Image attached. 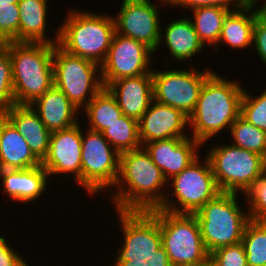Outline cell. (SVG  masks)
<instances>
[{
  "label": "cell",
  "mask_w": 266,
  "mask_h": 266,
  "mask_svg": "<svg viewBox=\"0 0 266 266\" xmlns=\"http://www.w3.org/2000/svg\"><path fill=\"white\" fill-rule=\"evenodd\" d=\"M67 13L58 27V45L72 55L101 66L115 33L113 16L75 8Z\"/></svg>",
  "instance_id": "5b68a950"
},
{
  "label": "cell",
  "mask_w": 266,
  "mask_h": 266,
  "mask_svg": "<svg viewBox=\"0 0 266 266\" xmlns=\"http://www.w3.org/2000/svg\"><path fill=\"white\" fill-rule=\"evenodd\" d=\"M152 55L154 52L145 44L114 33L107 57L101 65L104 87L117 79L152 73Z\"/></svg>",
  "instance_id": "4fadbf2b"
},
{
  "label": "cell",
  "mask_w": 266,
  "mask_h": 266,
  "mask_svg": "<svg viewBox=\"0 0 266 266\" xmlns=\"http://www.w3.org/2000/svg\"><path fill=\"white\" fill-rule=\"evenodd\" d=\"M88 118V129L102 132L123 115L116 98L103 88L83 109Z\"/></svg>",
  "instance_id": "4316f807"
},
{
  "label": "cell",
  "mask_w": 266,
  "mask_h": 266,
  "mask_svg": "<svg viewBox=\"0 0 266 266\" xmlns=\"http://www.w3.org/2000/svg\"><path fill=\"white\" fill-rule=\"evenodd\" d=\"M202 158L199 156L181 173L168 180V185L172 188L169 192L172 193H166L164 201L157 209L178 214H195L209 200L221 193L209 159ZM171 195H174L175 201L170 200Z\"/></svg>",
  "instance_id": "ba28073f"
},
{
  "label": "cell",
  "mask_w": 266,
  "mask_h": 266,
  "mask_svg": "<svg viewBox=\"0 0 266 266\" xmlns=\"http://www.w3.org/2000/svg\"><path fill=\"white\" fill-rule=\"evenodd\" d=\"M230 138L242 149L253 151L266 158V132L250 124L241 115L230 126Z\"/></svg>",
  "instance_id": "f546056e"
},
{
  "label": "cell",
  "mask_w": 266,
  "mask_h": 266,
  "mask_svg": "<svg viewBox=\"0 0 266 266\" xmlns=\"http://www.w3.org/2000/svg\"><path fill=\"white\" fill-rule=\"evenodd\" d=\"M209 257L217 266H247L246 253L241 242L217 248Z\"/></svg>",
  "instance_id": "e575fe53"
},
{
  "label": "cell",
  "mask_w": 266,
  "mask_h": 266,
  "mask_svg": "<svg viewBox=\"0 0 266 266\" xmlns=\"http://www.w3.org/2000/svg\"><path fill=\"white\" fill-rule=\"evenodd\" d=\"M115 212L124 238L112 266H163L158 209Z\"/></svg>",
  "instance_id": "277c9868"
},
{
  "label": "cell",
  "mask_w": 266,
  "mask_h": 266,
  "mask_svg": "<svg viewBox=\"0 0 266 266\" xmlns=\"http://www.w3.org/2000/svg\"><path fill=\"white\" fill-rule=\"evenodd\" d=\"M231 10L221 6H203L192 9L195 32L205 47H214L215 53L218 51V41L220 39L222 27L227 14ZM208 45V46H207ZM214 45V46H213Z\"/></svg>",
  "instance_id": "484cf974"
},
{
  "label": "cell",
  "mask_w": 266,
  "mask_h": 266,
  "mask_svg": "<svg viewBox=\"0 0 266 266\" xmlns=\"http://www.w3.org/2000/svg\"><path fill=\"white\" fill-rule=\"evenodd\" d=\"M158 222L163 266H197L209 258L194 214L158 209Z\"/></svg>",
  "instance_id": "52a82bcc"
},
{
  "label": "cell",
  "mask_w": 266,
  "mask_h": 266,
  "mask_svg": "<svg viewBox=\"0 0 266 266\" xmlns=\"http://www.w3.org/2000/svg\"><path fill=\"white\" fill-rule=\"evenodd\" d=\"M82 125L51 133L49 151L41 165L49 177L73 174L75 183L81 187Z\"/></svg>",
  "instance_id": "9a60e30c"
},
{
  "label": "cell",
  "mask_w": 266,
  "mask_h": 266,
  "mask_svg": "<svg viewBox=\"0 0 266 266\" xmlns=\"http://www.w3.org/2000/svg\"><path fill=\"white\" fill-rule=\"evenodd\" d=\"M82 131L81 188L97 195L114 187L119 174L120 153L101 132ZM111 187V188H109ZM100 191V192H99Z\"/></svg>",
  "instance_id": "8fae6325"
},
{
  "label": "cell",
  "mask_w": 266,
  "mask_h": 266,
  "mask_svg": "<svg viewBox=\"0 0 266 266\" xmlns=\"http://www.w3.org/2000/svg\"><path fill=\"white\" fill-rule=\"evenodd\" d=\"M106 88L116 98L123 114L137 121L154 100L152 73L117 79Z\"/></svg>",
  "instance_id": "ac0fdd59"
},
{
  "label": "cell",
  "mask_w": 266,
  "mask_h": 266,
  "mask_svg": "<svg viewBox=\"0 0 266 266\" xmlns=\"http://www.w3.org/2000/svg\"><path fill=\"white\" fill-rule=\"evenodd\" d=\"M16 105H30L54 85V45L9 41Z\"/></svg>",
  "instance_id": "3957f363"
},
{
  "label": "cell",
  "mask_w": 266,
  "mask_h": 266,
  "mask_svg": "<svg viewBox=\"0 0 266 266\" xmlns=\"http://www.w3.org/2000/svg\"><path fill=\"white\" fill-rule=\"evenodd\" d=\"M19 0H0V5L4 4H18Z\"/></svg>",
  "instance_id": "ab89813d"
},
{
  "label": "cell",
  "mask_w": 266,
  "mask_h": 266,
  "mask_svg": "<svg viewBox=\"0 0 266 266\" xmlns=\"http://www.w3.org/2000/svg\"><path fill=\"white\" fill-rule=\"evenodd\" d=\"M189 117L181 110L153 100L138 120L141 145L170 138L189 137Z\"/></svg>",
  "instance_id": "2e32d148"
},
{
  "label": "cell",
  "mask_w": 266,
  "mask_h": 266,
  "mask_svg": "<svg viewBox=\"0 0 266 266\" xmlns=\"http://www.w3.org/2000/svg\"><path fill=\"white\" fill-rule=\"evenodd\" d=\"M159 1H161L163 4H166L165 6L167 7H169V1L168 0H159Z\"/></svg>",
  "instance_id": "b9f144b4"
},
{
  "label": "cell",
  "mask_w": 266,
  "mask_h": 266,
  "mask_svg": "<svg viewBox=\"0 0 266 266\" xmlns=\"http://www.w3.org/2000/svg\"><path fill=\"white\" fill-rule=\"evenodd\" d=\"M170 6L194 9L203 6H221L229 10H237L245 7L251 0H168ZM235 3V4H234ZM233 8H232V6Z\"/></svg>",
  "instance_id": "d590c367"
},
{
  "label": "cell",
  "mask_w": 266,
  "mask_h": 266,
  "mask_svg": "<svg viewBox=\"0 0 266 266\" xmlns=\"http://www.w3.org/2000/svg\"><path fill=\"white\" fill-rule=\"evenodd\" d=\"M250 220L266 221V170L244 193Z\"/></svg>",
  "instance_id": "1f68e13d"
},
{
  "label": "cell",
  "mask_w": 266,
  "mask_h": 266,
  "mask_svg": "<svg viewBox=\"0 0 266 266\" xmlns=\"http://www.w3.org/2000/svg\"><path fill=\"white\" fill-rule=\"evenodd\" d=\"M252 45L262 63L266 65V12L262 9L256 15Z\"/></svg>",
  "instance_id": "8d00e7d4"
},
{
  "label": "cell",
  "mask_w": 266,
  "mask_h": 266,
  "mask_svg": "<svg viewBox=\"0 0 266 266\" xmlns=\"http://www.w3.org/2000/svg\"><path fill=\"white\" fill-rule=\"evenodd\" d=\"M238 195L221 192L194 214L209 253L241 242L250 218L247 209L239 206Z\"/></svg>",
  "instance_id": "8992f818"
},
{
  "label": "cell",
  "mask_w": 266,
  "mask_h": 266,
  "mask_svg": "<svg viewBox=\"0 0 266 266\" xmlns=\"http://www.w3.org/2000/svg\"><path fill=\"white\" fill-rule=\"evenodd\" d=\"M19 20L18 4L0 5V44L18 42Z\"/></svg>",
  "instance_id": "836d02e7"
},
{
  "label": "cell",
  "mask_w": 266,
  "mask_h": 266,
  "mask_svg": "<svg viewBox=\"0 0 266 266\" xmlns=\"http://www.w3.org/2000/svg\"><path fill=\"white\" fill-rule=\"evenodd\" d=\"M48 0H19L20 12L18 42L58 44L59 29L51 39L46 36Z\"/></svg>",
  "instance_id": "603a6c76"
},
{
  "label": "cell",
  "mask_w": 266,
  "mask_h": 266,
  "mask_svg": "<svg viewBox=\"0 0 266 266\" xmlns=\"http://www.w3.org/2000/svg\"><path fill=\"white\" fill-rule=\"evenodd\" d=\"M165 25V29H163L165 33L161 29L158 49H161L162 43L165 41L164 45L167 46L172 61L176 60L180 63L186 62L190 58L193 60L192 57L205 49L195 32L191 16L190 18L183 16L181 19H174V21L172 19L168 25Z\"/></svg>",
  "instance_id": "7402d4cb"
},
{
  "label": "cell",
  "mask_w": 266,
  "mask_h": 266,
  "mask_svg": "<svg viewBox=\"0 0 266 266\" xmlns=\"http://www.w3.org/2000/svg\"><path fill=\"white\" fill-rule=\"evenodd\" d=\"M5 118V109H0V123Z\"/></svg>",
  "instance_id": "60d3db41"
},
{
  "label": "cell",
  "mask_w": 266,
  "mask_h": 266,
  "mask_svg": "<svg viewBox=\"0 0 266 266\" xmlns=\"http://www.w3.org/2000/svg\"><path fill=\"white\" fill-rule=\"evenodd\" d=\"M256 1H251L245 7L237 10H231L223 23L218 46L222 43L229 47L245 50L253 46V29L256 15L262 9L255 8ZM220 43V44H219Z\"/></svg>",
  "instance_id": "d4e9b609"
},
{
  "label": "cell",
  "mask_w": 266,
  "mask_h": 266,
  "mask_svg": "<svg viewBox=\"0 0 266 266\" xmlns=\"http://www.w3.org/2000/svg\"><path fill=\"white\" fill-rule=\"evenodd\" d=\"M197 266H217L214 261L209 257L206 261L199 263Z\"/></svg>",
  "instance_id": "f35d334b"
},
{
  "label": "cell",
  "mask_w": 266,
  "mask_h": 266,
  "mask_svg": "<svg viewBox=\"0 0 266 266\" xmlns=\"http://www.w3.org/2000/svg\"><path fill=\"white\" fill-rule=\"evenodd\" d=\"M30 107L51 133L70 128L80 122L77 116L81 111L54 85L30 104Z\"/></svg>",
  "instance_id": "44dd1931"
},
{
  "label": "cell",
  "mask_w": 266,
  "mask_h": 266,
  "mask_svg": "<svg viewBox=\"0 0 266 266\" xmlns=\"http://www.w3.org/2000/svg\"><path fill=\"white\" fill-rule=\"evenodd\" d=\"M105 139L120 154L142 147L139 138L138 121L122 115L118 121L105 128L102 132Z\"/></svg>",
  "instance_id": "83f0119b"
},
{
  "label": "cell",
  "mask_w": 266,
  "mask_h": 266,
  "mask_svg": "<svg viewBox=\"0 0 266 266\" xmlns=\"http://www.w3.org/2000/svg\"><path fill=\"white\" fill-rule=\"evenodd\" d=\"M201 146L202 144L193 137H187L157 140L146 143L142 147L168 181L199 157Z\"/></svg>",
  "instance_id": "e0dca14e"
},
{
  "label": "cell",
  "mask_w": 266,
  "mask_h": 266,
  "mask_svg": "<svg viewBox=\"0 0 266 266\" xmlns=\"http://www.w3.org/2000/svg\"><path fill=\"white\" fill-rule=\"evenodd\" d=\"M0 104L4 108L16 105L12 78V61L9 49L4 44H0Z\"/></svg>",
  "instance_id": "d6a6232c"
},
{
  "label": "cell",
  "mask_w": 266,
  "mask_h": 266,
  "mask_svg": "<svg viewBox=\"0 0 266 266\" xmlns=\"http://www.w3.org/2000/svg\"><path fill=\"white\" fill-rule=\"evenodd\" d=\"M53 75L54 86L81 111L104 88L100 65L72 55L58 44L53 51Z\"/></svg>",
  "instance_id": "30bf717a"
},
{
  "label": "cell",
  "mask_w": 266,
  "mask_h": 266,
  "mask_svg": "<svg viewBox=\"0 0 266 266\" xmlns=\"http://www.w3.org/2000/svg\"><path fill=\"white\" fill-rule=\"evenodd\" d=\"M40 165L41 162L31 152L26 139L4 118L0 123L1 169H26Z\"/></svg>",
  "instance_id": "cb8c5ba5"
},
{
  "label": "cell",
  "mask_w": 266,
  "mask_h": 266,
  "mask_svg": "<svg viewBox=\"0 0 266 266\" xmlns=\"http://www.w3.org/2000/svg\"><path fill=\"white\" fill-rule=\"evenodd\" d=\"M206 154L221 192H241L243 196L266 170L263 156L232 144H212Z\"/></svg>",
  "instance_id": "9c48e42d"
},
{
  "label": "cell",
  "mask_w": 266,
  "mask_h": 266,
  "mask_svg": "<svg viewBox=\"0 0 266 266\" xmlns=\"http://www.w3.org/2000/svg\"><path fill=\"white\" fill-rule=\"evenodd\" d=\"M152 70L154 100L181 110L188 117L195 110L201 88L213 69ZM213 70V71H212ZM201 71V72H200Z\"/></svg>",
  "instance_id": "7c38bea8"
},
{
  "label": "cell",
  "mask_w": 266,
  "mask_h": 266,
  "mask_svg": "<svg viewBox=\"0 0 266 266\" xmlns=\"http://www.w3.org/2000/svg\"><path fill=\"white\" fill-rule=\"evenodd\" d=\"M264 4H261L262 6V10H264L266 12V2H263Z\"/></svg>",
  "instance_id": "7bdbcfd3"
},
{
  "label": "cell",
  "mask_w": 266,
  "mask_h": 266,
  "mask_svg": "<svg viewBox=\"0 0 266 266\" xmlns=\"http://www.w3.org/2000/svg\"><path fill=\"white\" fill-rule=\"evenodd\" d=\"M213 72L204 82L195 110L189 116L190 137L203 146L240 116L244 88L238 81ZM221 131V132H220Z\"/></svg>",
  "instance_id": "7a4b0ae2"
},
{
  "label": "cell",
  "mask_w": 266,
  "mask_h": 266,
  "mask_svg": "<svg viewBox=\"0 0 266 266\" xmlns=\"http://www.w3.org/2000/svg\"><path fill=\"white\" fill-rule=\"evenodd\" d=\"M262 91L259 96H252L249 94L251 92L244 89L240 115L250 124L266 132V88Z\"/></svg>",
  "instance_id": "4dcf8cb0"
},
{
  "label": "cell",
  "mask_w": 266,
  "mask_h": 266,
  "mask_svg": "<svg viewBox=\"0 0 266 266\" xmlns=\"http://www.w3.org/2000/svg\"><path fill=\"white\" fill-rule=\"evenodd\" d=\"M167 184L160 168L141 147L120 154L116 190L110 198L116 210L149 211L162 204Z\"/></svg>",
  "instance_id": "6da1fadb"
},
{
  "label": "cell",
  "mask_w": 266,
  "mask_h": 266,
  "mask_svg": "<svg viewBox=\"0 0 266 266\" xmlns=\"http://www.w3.org/2000/svg\"><path fill=\"white\" fill-rule=\"evenodd\" d=\"M5 118L14 126L42 163L49 151L51 132L30 105H12L5 108Z\"/></svg>",
  "instance_id": "d6986e66"
},
{
  "label": "cell",
  "mask_w": 266,
  "mask_h": 266,
  "mask_svg": "<svg viewBox=\"0 0 266 266\" xmlns=\"http://www.w3.org/2000/svg\"><path fill=\"white\" fill-rule=\"evenodd\" d=\"M120 6L119 13L113 15L115 33L135 39L157 52L163 28L158 5L151 0H123Z\"/></svg>",
  "instance_id": "5bb4252c"
},
{
  "label": "cell",
  "mask_w": 266,
  "mask_h": 266,
  "mask_svg": "<svg viewBox=\"0 0 266 266\" xmlns=\"http://www.w3.org/2000/svg\"><path fill=\"white\" fill-rule=\"evenodd\" d=\"M3 190L11 201L26 203L37 200L46 192L49 175L42 165L26 169H1Z\"/></svg>",
  "instance_id": "ffe728a7"
},
{
  "label": "cell",
  "mask_w": 266,
  "mask_h": 266,
  "mask_svg": "<svg viewBox=\"0 0 266 266\" xmlns=\"http://www.w3.org/2000/svg\"><path fill=\"white\" fill-rule=\"evenodd\" d=\"M26 260L0 235V266H24Z\"/></svg>",
  "instance_id": "74e56055"
},
{
  "label": "cell",
  "mask_w": 266,
  "mask_h": 266,
  "mask_svg": "<svg viewBox=\"0 0 266 266\" xmlns=\"http://www.w3.org/2000/svg\"><path fill=\"white\" fill-rule=\"evenodd\" d=\"M241 243L245 249L247 266H266V221L250 220Z\"/></svg>",
  "instance_id": "f1b7e54d"
}]
</instances>
